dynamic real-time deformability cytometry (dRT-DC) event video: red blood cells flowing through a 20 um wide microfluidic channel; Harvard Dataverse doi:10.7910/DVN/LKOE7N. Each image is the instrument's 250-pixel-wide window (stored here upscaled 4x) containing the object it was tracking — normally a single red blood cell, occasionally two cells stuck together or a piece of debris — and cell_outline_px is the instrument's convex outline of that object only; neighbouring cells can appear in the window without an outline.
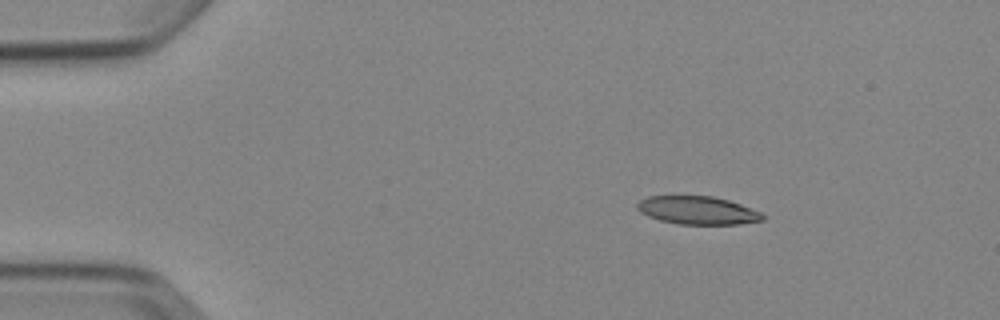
{"species": "Egyptian fruit bat (a non-hibernating species)", "species_latin": "Rousettus aegyptiacus", "temperature_condition": "cold", "stored_images_in_passage": 3, "camera_frame_rate_fps": 3000, "um_per_image_px": 0.085, "animal": {"sex": "female"}, "frame": {"image": 1, "passage_image": 1, "time_ms": 0.0, "image_size_px": [1000, 320], "cell_outline_px": [[764, 220], [740, 224], [680, 224], [660, 220], [648, 216], [640, 212], [636, 208], [636, 204], [640, 200], [648, 196], [712, 196], [728, 200], [740, 204], [760, 212], [764, 216]], "centroid_in_image_um": [59.27, 17.88], "position_along_channel_um": 25.7, "area_um2": 20.46}}